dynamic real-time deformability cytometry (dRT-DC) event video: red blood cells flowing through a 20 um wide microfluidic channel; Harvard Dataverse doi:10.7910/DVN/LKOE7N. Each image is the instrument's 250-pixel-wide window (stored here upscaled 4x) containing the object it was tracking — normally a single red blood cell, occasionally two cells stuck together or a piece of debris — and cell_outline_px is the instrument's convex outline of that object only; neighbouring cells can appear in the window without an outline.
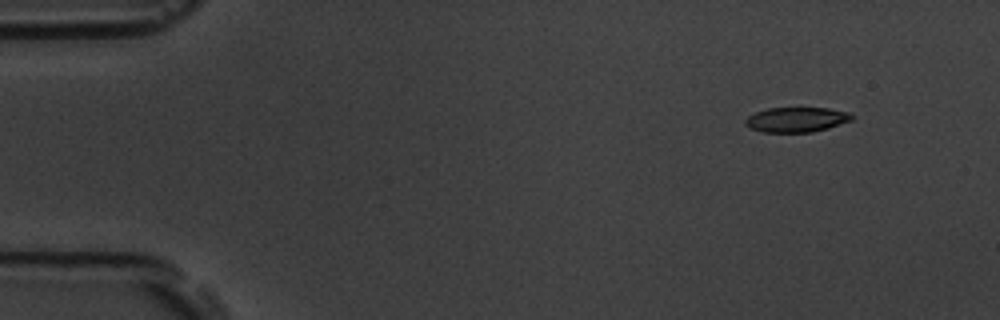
{"species": "common noctule bat (a hibernating species)", "species_latin": "Nyctalus noctula", "temperature_condition": "room temperature", "stored_images_in_passage": 50, "camera_frame_rate_fps": 3000, "um_per_image_px": 0.085, "animal": {"sex": "male", "body_mass_g": 19.5, "forearm_length_mm": 54.6}, "frame": {"image": 1, "passage_image": 1, "time_ms": 0.0, "image_size_px": [1000, 320], "cell_outline_px": [[852, 120], [828, 128], [812, 132], [764, 132], [748, 128], [744, 124], [744, 120], [748, 116], [756, 112], [768, 108], [828, 108], [848, 112], [852, 116]], "centroid_in_image_um": [67.66, 10.17], "position_along_channel_um": 17.3, "area_um2": 15.43}}
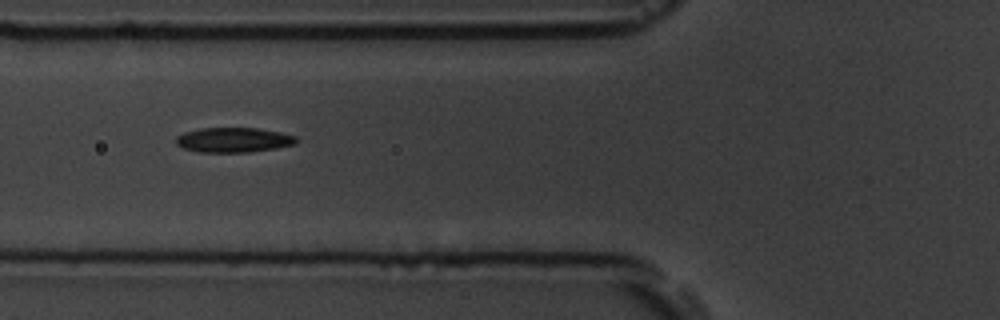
{"frame": {"image": 2, "passage_image": 16, "time_ms": 5.0, "image_size_px": [1000, 320], "cell_outline_px": [[296, 144], [276, 148], [248, 152], [200, 152], [184, 148], [176, 144], [176, 136], [184, 132], [200, 128], [256, 128], [280, 132], [296, 136]], "centroid_in_image_um": [19.84, 11.89], "position_along_channel_um": 106.0, "area_um2": 17.34}}
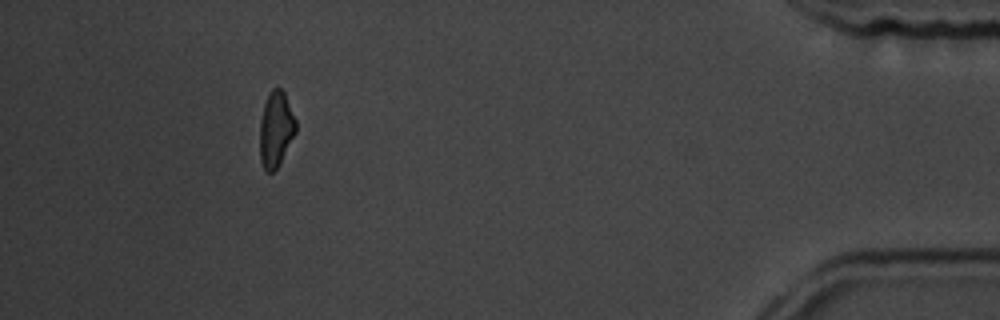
{"frame": {"image": 3, "passage_image": 45, "time_ms": 14.667, "image_size_px": [1000, 320], "cell_outline_px": [[296, 132], [276, 168], [272, 172], [268, 172], [264, 168], [260, 160], [260, 120], [264, 104], [268, 92], [272, 88], [280, 88], [284, 92], [296, 120]], "centroid_in_image_um": [23.44, 10.94], "position_along_channel_um": 411.8, "area_um2": 15.66}, "authors_computed_cell_mechanics": {"area_um2": 16.9065, "velocity_mm_per_s": 3.7888, "shape_relaxation_time_tau1_ms": 5.3309, "shape_relaxation_time_tau2_ms": 7.6281, "deformation_change_tau1": 0.1427, "deformation_change_tau2": 0.1532}}